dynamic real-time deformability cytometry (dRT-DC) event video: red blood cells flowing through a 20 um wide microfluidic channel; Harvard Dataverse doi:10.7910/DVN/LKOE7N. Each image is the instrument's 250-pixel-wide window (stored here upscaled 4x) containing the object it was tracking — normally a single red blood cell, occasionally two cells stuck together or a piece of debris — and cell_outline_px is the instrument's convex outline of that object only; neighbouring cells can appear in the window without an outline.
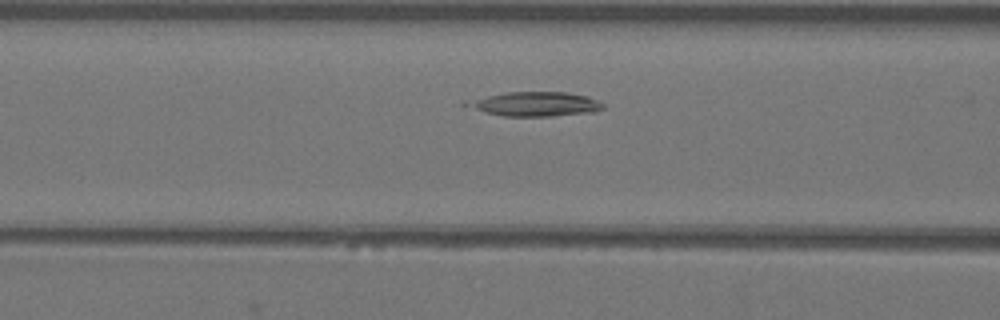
{"species": "Egyptian fruit bat (a non-hibernating species)", "species_latin": "Rousettus aegyptiacus", "temperature_condition": "warm", "stored_images_in_passage": 35, "camera_frame_rate_fps": 3000, "um_per_image_px": 0.085, "animal": {"sex": "female"}, "frame": {"image": 1, "passage_image": 13, "time_ms": 4.0, "image_size_px": [1000, 320], "cell_outline_px": [[604, 108], [592, 112], [552, 116], [504, 116], [484, 112], [460, 104], [460, 100], [508, 92], [568, 92], [588, 96], [604, 104]], "centroid_in_image_um": [45.39, 8.83], "position_along_channel_um": 121.2, "area_um2": 19.59}}
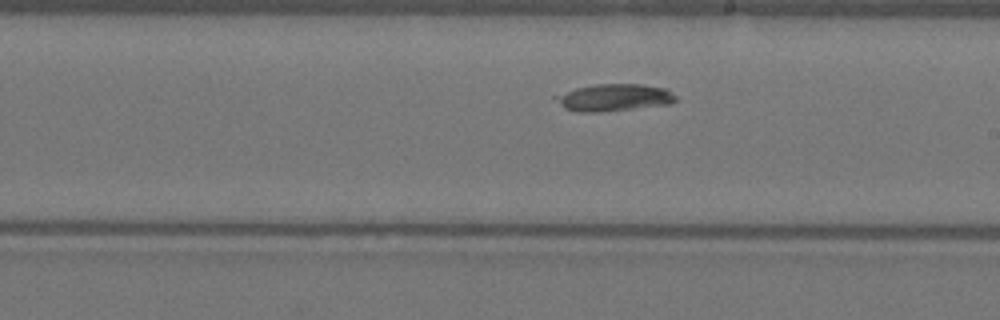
{"frame": {"image": 2, "passage_image": 22, "time_ms": 7.0, "image_size_px": [1000, 320], "cell_outline_px": [[676, 100], [672, 104], [600, 112], [576, 112], [564, 108], [552, 96], [576, 88], [596, 84], [640, 84], [664, 88], [676, 96]], "centroid_in_image_um": [52.17, 8.3], "position_along_channel_um": 236.8, "area_um2": 18.96}}
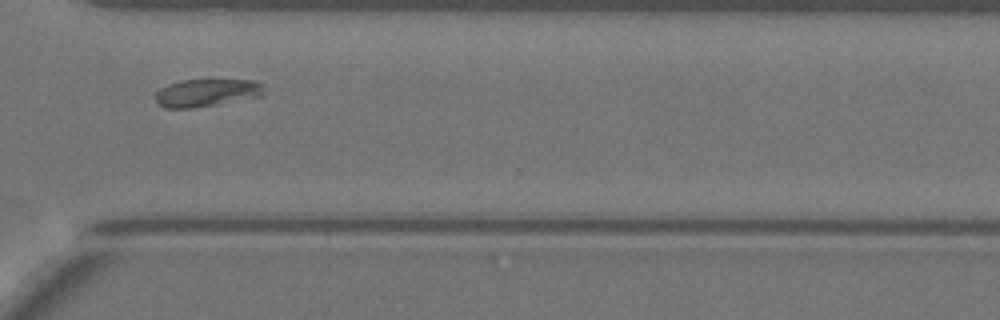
{"frame": {"image": 3, "passage_image": 31, "time_ms": 10.0, "image_size_px": [1000, 320], "cell_outline_px": [[264, 96], [220, 104], [192, 108], [164, 108], [156, 100], [156, 92], [160, 88], [168, 84], [180, 80], [212, 76], [256, 80], [264, 84]], "centroid_in_image_um": [17.67, 7.81], "position_along_channel_um": 352.9, "area_um2": 18.84}}